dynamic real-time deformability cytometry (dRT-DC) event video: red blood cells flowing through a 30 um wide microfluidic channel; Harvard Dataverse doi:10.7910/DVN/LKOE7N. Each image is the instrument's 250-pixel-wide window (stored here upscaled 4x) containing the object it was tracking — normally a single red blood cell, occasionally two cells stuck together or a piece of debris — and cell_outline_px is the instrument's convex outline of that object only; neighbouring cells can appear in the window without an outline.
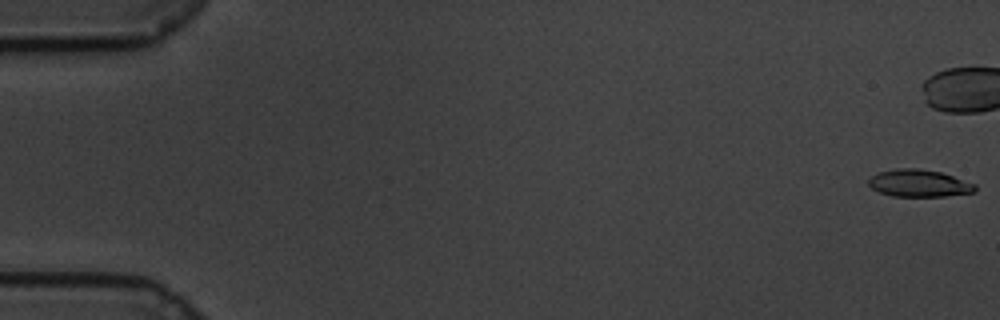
{"species": "common noctule bat (a hibernating species)", "species_latin": "Nyctalus noctula", "temperature_condition": "cold", "stored_images_in_passage": 61, "camera_frame_rate_fps": 3000, "um_per_image_px": 0.085, "animal": {"sex": "male", "body_mass_g": 19.5, "forearm_length_mm": 54.6}, "frame": {"image": 1, "passage_image": 1, "time_ms": 0.0, "image_size_px": [1000, 320], "cell_outline_px": [[976, 192], [944, 196], [892, 196], [880, 192], [872, 188], [868, 184], [868, 180], [872, 176], [880, 172], [896, 168], [916, 168], [940, 172], [976, 184]], "centroid_in_image_um": [78.12, 15.58], "position_along_channel_um": 6.9, "area_um2": 16.76}}
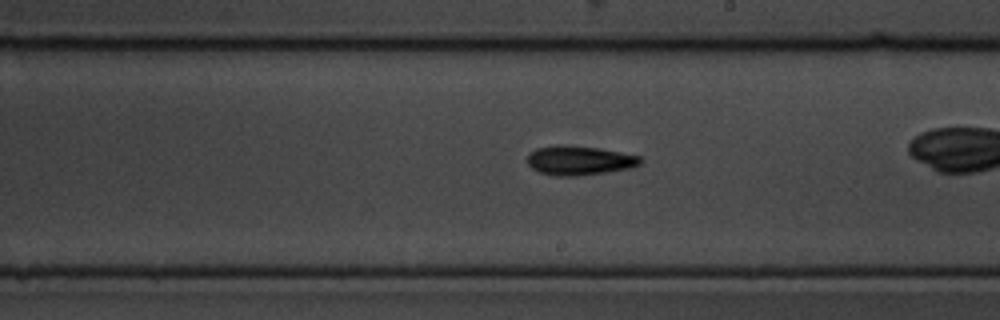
{"frame": {"image": 2, "passage_image": 35, "time_ms": 11.333, "image_size_px": [1000, 320], "cell_outline_px": [[644, 160], [640, 164], [632, 168], [576, 176], [556, 176], [540, 172], [532, 168], [528, 164], [528, 152], [536, 148], [556, 144], [560, 144], [600, 148], [640, 156]], "centroid_in_image_um": [49.24, 13.62], "position_along_channel_um": 239.8, "area_um2": 19.42}, "authors_computed_cell_mechanics": {"area_um2": 17.5712, "velocity_mm_per_s": 3.3753, "shape_relaxation_time_tau1_ms": 3.6896, "shape_relaxation_time_tau2_ms": null, "deformation_change_tau1": 0.1091, "deformation_change_tau2": null}}